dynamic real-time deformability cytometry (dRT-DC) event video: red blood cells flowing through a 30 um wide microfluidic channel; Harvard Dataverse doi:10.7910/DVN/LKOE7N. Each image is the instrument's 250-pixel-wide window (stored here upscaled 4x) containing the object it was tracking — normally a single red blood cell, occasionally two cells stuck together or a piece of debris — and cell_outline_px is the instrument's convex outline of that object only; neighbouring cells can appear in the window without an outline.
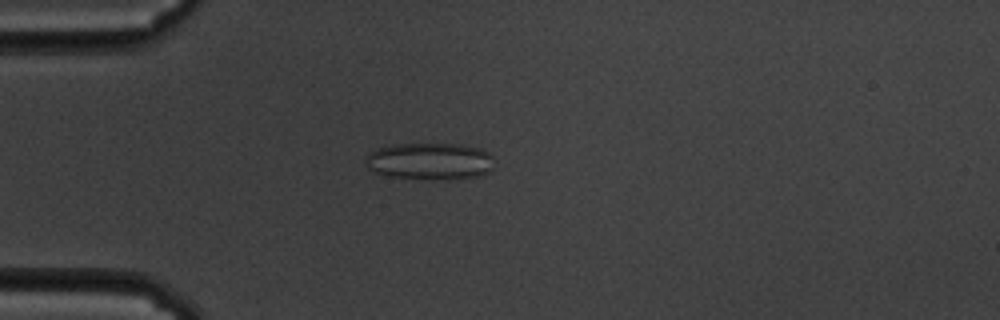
{"species": "common noctule bat (a hibernating species)", "species_latin": "Nyctalus noctula", "temperature_condition": "cold", "stored_images_in_passage": 59, "camera_frame_rate_fps": 3000, "um_per_image_px": 0.085, "animal": {"sex": "male", "body_mass_g": 19.5, "forearm_length_mm": 54.6}, "frame": {"image": 1, "passage_image": 16, "time_ms": 5.0, "image_size_px": [1000, 320], "cell_outline_px": [[492, 168], [488, 172], [480, 176], [388, 176], [376, 172], [368, 168], [364, 160], [364, 156], [376, 148], [392, 144], [460, 144], [480, 148], [488, 152], [492, 156]], "centroid_in_image_um": [36.49, 13.63], "position_along_channel_um": 48.5, "area_um2": 26.59}}
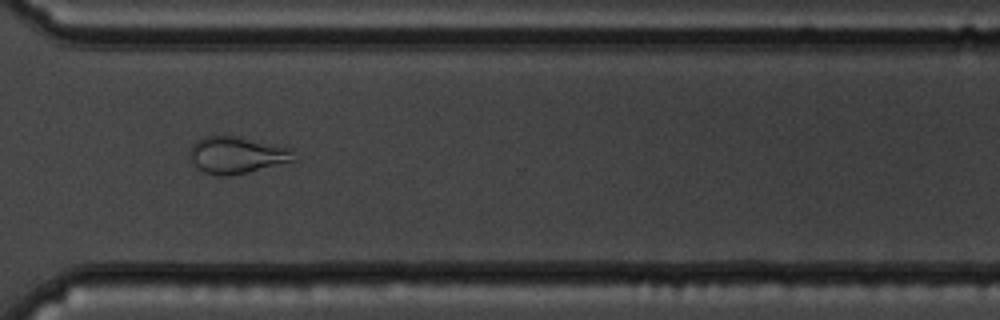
{"frame": {"image": 2, "passage_image": 44, "time_ms": 14.333, "image_size_px": [1000, 320], "cell_outline_px": [[296, 160], [248, 172], [228, 176], [216, 176], [204, 172], [196, 168], [188, 152], [192, 144], [196, 140], [204, 136], [240, 136], [276, 144], [292, 148]], "centroid_in_image_um": [20.12, 13.17], "position_along_channel_um": 350.5, "area_um2": 22.66}}
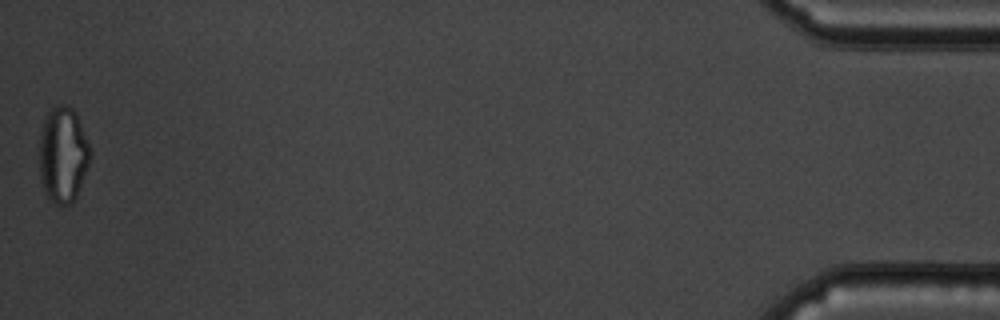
{"frame": {"image": 3, "passage_image": 59, "time_ms": 19.333, "image_size_px": [1000, 320], "cell_outline_px": [[92, 156], [76, 196], [72, 204], [56, 204], [48, 196], [40, 180], [40, 136], [44, 120], [52, 104], [68, 104], [76, 112], [88, 140], [92, 152]], "centroid_in_image_um": [5.37, 13.09], "position_along_channel_um": 429.8, "area_um2": 28.55}, "authors_computed_cell_mechanics": {"area_um2": 25.6632, "velocity_mm_per_s": 3.3938, "shape_relaxation_time_tau1_ms": null, "shape_relaxation_time_tau2_ms": 1.874, "deformation_change_tau1": null, "deformation_change_tau2": 0.0843}}